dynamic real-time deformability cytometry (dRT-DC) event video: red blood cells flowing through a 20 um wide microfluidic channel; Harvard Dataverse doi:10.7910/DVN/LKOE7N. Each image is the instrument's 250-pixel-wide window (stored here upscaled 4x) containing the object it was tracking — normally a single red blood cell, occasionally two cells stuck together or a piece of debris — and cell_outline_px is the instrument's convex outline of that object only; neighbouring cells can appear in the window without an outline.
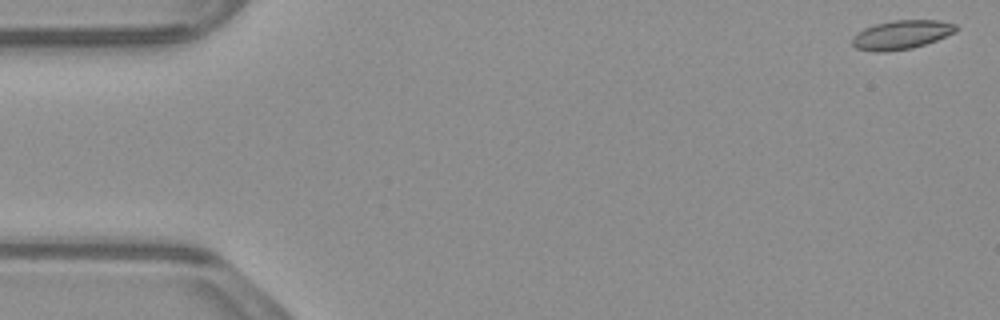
{"species": "common noctule bat (a hibernating species)", "species_latin": "Nyctalus noctula", "temperature_condition": "warm", "stored_images_in_passage": 48, "camera_frame_rate_fps": 3000, "um_per_image_px": 0.085, "animal": {"sex": "male", "body_mass_g": 23.1, "forearm_length_mm": 52.7}, "frame": {"image": 1, "passage_image": 1, "time_ms": 0.0, "image_size_px": [1000, 320], "cell_outline_px": [[960, 28], [956, 32], [936, 40], [912, 48], [888, 52], [876, 52], [856, 48], [852, 44], [852, 36], [856, 32], [864, 28], [876, 24], [892, 20], [936, 20], [956, 24]], "centroid_in_image_um": [76.61, 2.95], "position_along_channel_um": 8.4, "area_um2": 17.63}}
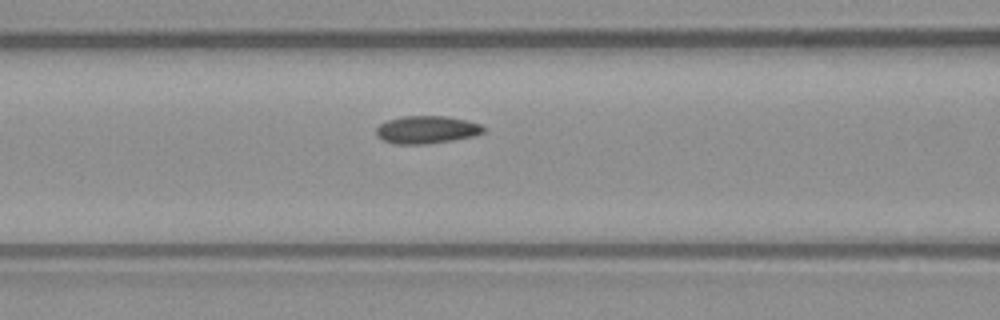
{"frame": {"image": 2, "passage_image": 21, "time_ms": 6.667, "image_size_px": [1000, 320], "cell_outline_px": [[488, 128], [484, 132], [476, 136], [452, 140], [424, 144], [396, 144], [384, 140], [376, 136], [376, 128], [380, 124], [388, 120], [404, 116], [448, 116], [468, 120], [480, 124]], "centroid_in_image_um": [36.32, 11.02], "position_along_channel_um": 130.3, "area_um2": 17.46}}
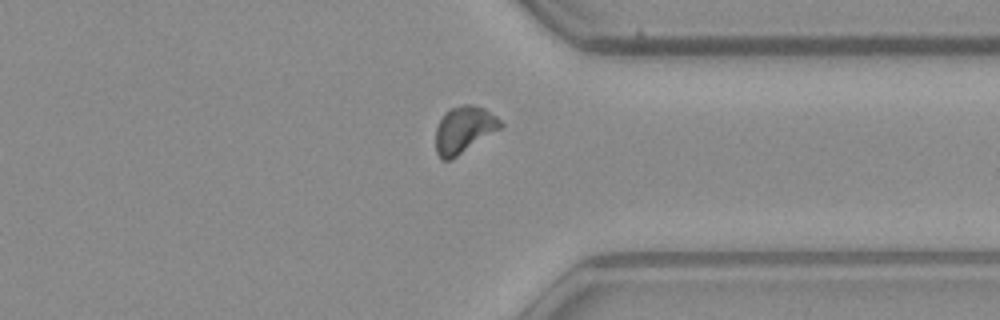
{"frame": {"image": 3, "passage_image": 40, "time_ms": 13.0, "image_size_px": [1000, 320], "cell_outline_px": [[504, 124], [500, 128], [452, 160], [444, 160], [436, 152], [436, 128], [444, 112], [452, 108], [464, 104], [472, 104], [484, 108], [496, 116]], "centroid_in_image_um": [39.43, 11.01], "position_along_channel_um": 372.0, "area_um2": 17.51}, "authors_computed_cell_mechanics": {"area_um2": 17.2822, "velocity_mm_per_s": 3.872, "shape_relaxation_time_tau1_ms": null, "shape_relaxation_time_tau2_ms": 2.6307, "deformation_change_tau1": null, "deformation_change_tau2": 0.0665}}